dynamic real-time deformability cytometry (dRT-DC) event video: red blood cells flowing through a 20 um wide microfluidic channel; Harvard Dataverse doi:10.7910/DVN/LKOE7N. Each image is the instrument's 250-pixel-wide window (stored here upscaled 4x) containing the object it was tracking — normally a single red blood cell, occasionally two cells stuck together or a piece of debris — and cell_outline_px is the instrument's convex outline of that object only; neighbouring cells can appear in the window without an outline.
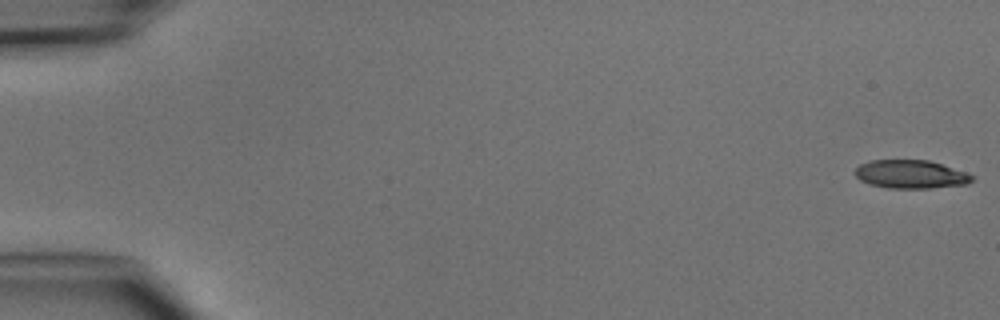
{"species": "common noctule bat (a hibernating species)", "species_latin": "Nyctalus noctula", "temperature_condition": "cold", "stored_images_in_passage": 5, "camera_frame_rate_fps": 3000, "um_per_image_px": 0.085, "animal": {"sex": "male", "body_mass_g": 15.6}, "frame": {"image": 1, "passage_image": 1, "time_ms": 0.0, "image_size_px": [1000, 320], "cell_outline_px": [[976, 176], [968, 184], [932, 188], [888, 188], [868, 184], [860, 180], [852, 172], [860, 164], [868, 160], [928, 160]], "centroid_in_image_um": [77.37, 14.82], "position_along_channel_um": 7.6, "area_um2": 19.42}}
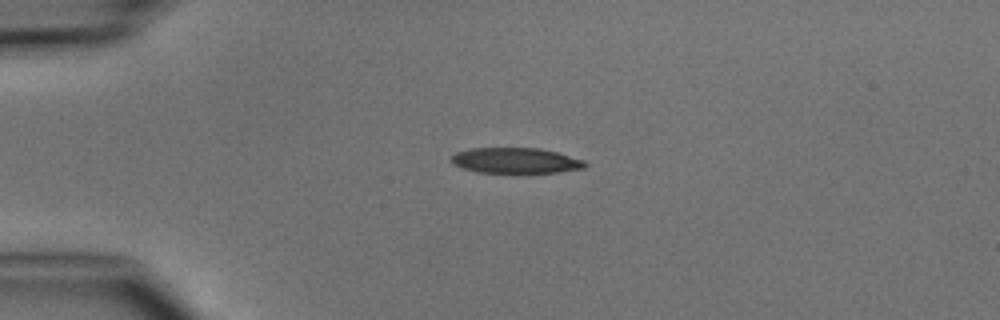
{"frame": {"image": 2, "passage_image": 4, "time_ms": 3.667, "image_size_px": [1000, 320], "cell_outline_px": [[588, 164], [584, 168], [556, 172], [476, 172], [452, 164], [452, 156], [456, 152], [472, 148], [540, 148], [556, 152], [584, 160]], "centroid_in_image_um": [43.83, 13.64], "position_along_channel_um": 41.2, "area_um2": 19.65}}